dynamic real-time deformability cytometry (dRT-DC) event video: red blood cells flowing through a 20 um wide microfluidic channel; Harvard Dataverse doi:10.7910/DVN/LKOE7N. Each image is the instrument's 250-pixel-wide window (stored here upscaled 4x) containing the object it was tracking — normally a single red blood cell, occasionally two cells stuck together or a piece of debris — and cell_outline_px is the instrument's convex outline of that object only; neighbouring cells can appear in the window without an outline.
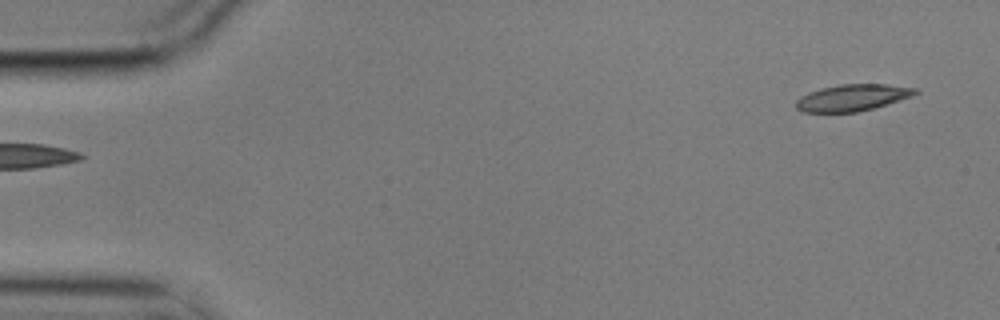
{"species": "common noctule bat (a hibernating species)", "species_latin": "Nyctalus noctula", "temperature_condition": "cold", "stored_images_in_passage": 2, "segment_of_instrument_passage": [2, 2], "camera_frame_rate_fps": 3000, "um_per_image_px": 0.085, "animal": {"sex": "male", "body_mass_g": 17.9}, "frame": {"image": 1, "passage_image": 2, "time_ms": 0.333, "image_size_px": [1000, 320], "cell_outline_px": [[920, 92], [912, 96], [888, 104], [856, 112], [804, 112], [796, 108], [796, 100], [800, 96], [808, 92], [820, 88], [840, 84], [888, 84], [920, 88]], "centroid_in_image_um": [72.49, 8.28], "position_along_channel_um": 12.5, "area_um2": 18.67}}